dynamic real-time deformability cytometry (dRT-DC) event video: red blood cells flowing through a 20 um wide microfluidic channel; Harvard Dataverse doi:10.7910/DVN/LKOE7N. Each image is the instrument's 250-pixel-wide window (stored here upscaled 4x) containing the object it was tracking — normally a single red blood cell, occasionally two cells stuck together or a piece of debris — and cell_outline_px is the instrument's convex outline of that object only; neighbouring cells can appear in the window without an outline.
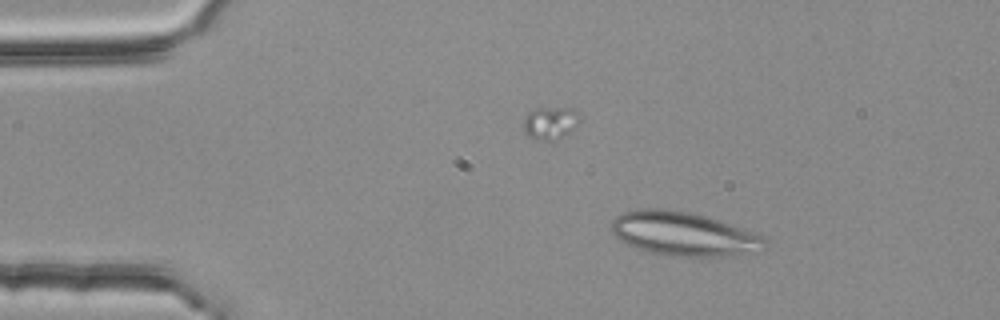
{"species": "common noctule bat (a hibernating species)", "species_latin": "Nyctalus noctula", "temperature_condition": "room temperature", "stored_images_in_passage": 51, "segment_of_instrument_passage": [1, 2], "camera_frame_rate_fps": 3000, "um_per_image_px": 0.085, "animal": {"sex": "female", "body_mass_g": 25.1}, "frame": {"image": 1, "passage_image": 8, "time_ms": 2.333, "image_size_px": [1000, 320], "cell_outline_px": [[768, 248], [764, 252], [720, 256], [664, 256], [628, 244], [620, 240], [612, 232], [612, 220], [616, 216], [624, 212], [636, 208], [668, 208], [692, 212], [708, 216], [720, 220], [760, 236], [768, 240]], "centroid_in_image_um": [58.14, 19.87], "position_along_channel_um": 26.9, "area_um2": 39.54}}